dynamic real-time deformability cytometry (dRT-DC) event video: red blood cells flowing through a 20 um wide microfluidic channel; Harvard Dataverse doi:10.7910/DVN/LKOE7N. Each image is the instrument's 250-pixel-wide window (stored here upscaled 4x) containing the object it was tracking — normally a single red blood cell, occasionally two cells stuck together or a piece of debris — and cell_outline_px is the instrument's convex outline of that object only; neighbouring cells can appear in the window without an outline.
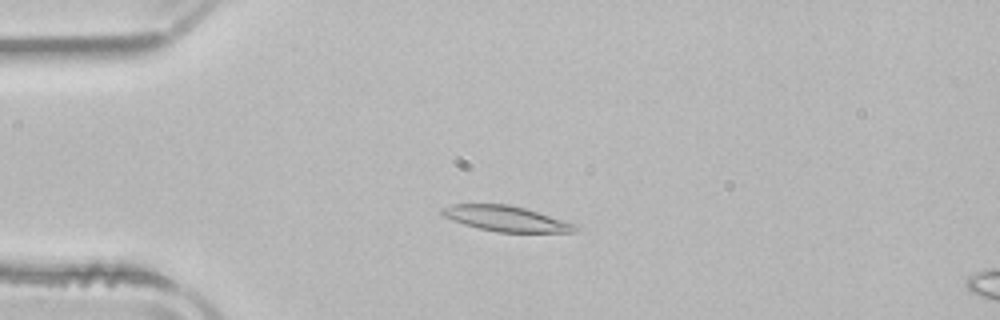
{"species": "common noctule bat (a hibernating species)", "species_latin": "Nyctalus noctula", "temperature_condition": "room temperature", "stored_images_in_passage": 52, "camera_frame_rate_fps": 3000, "um_per_image_px": 0.085, "animal": {"sex": "male", "body_mass_g": 21.5, "forearm_length_mm": 52.0}, "frame": {"image": 1, "passage_image": 13, "time_ms": 4.0, "image_size_px": [1000, 320], "cell_outline_px": [[580, 228], [576, 232], [496, 232], [464, 224], [452, 220], [444, 216], [440, 212], [440, 208], [452, 204], [508, 204], [524, 208], [576, 224]], "centroid_in_image_um": [43.0, 18.58], "position_along_channel_um": 42.0, "area_um2": 19.59}}
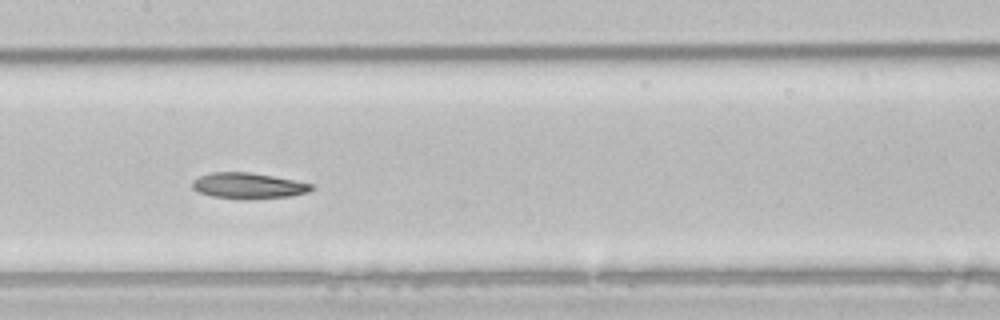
{"frame": {"image": 2, "passage_image": 26, "time_ms": 8.333, "image_size_px": [1000, 320], "cell_outline_px": [[316, 188], [308, 192], [292, 196], [240, 200], [212, 196], [200, 192], [192, 188], [192, 180], [200, 176], [212, 172], [248, 172], [272, 176], [316, 184]], "centroid_in_image_um": [21.14, 15.79], "position_along_channel_um": 186.3, "area_um2": 18.15}}
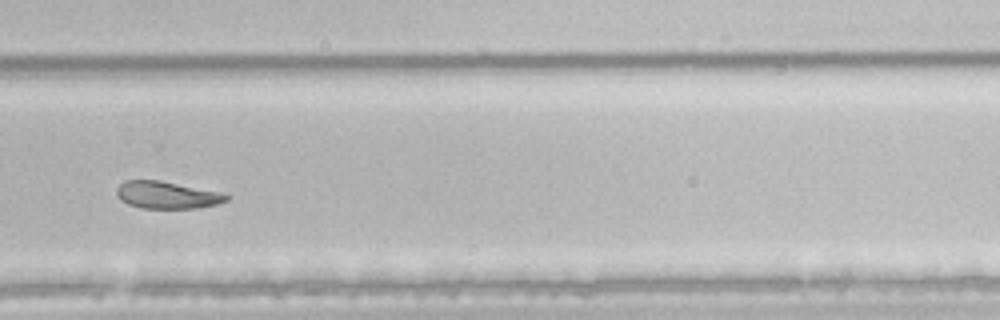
{"frame": {"image": 3, "passage_image": 36, "time_ms": 11.667, "image_size_px": [1000, 320], "cell_outline_px": [[228, 200], [216, 204], [196, 208], [140, 208], [128, 204], [120, 200], [116, 196], [116, 188], [124, 180], [160, 180], [228, 192]], "centroid_in_image_um": [14.22, 16.56], "position_along_channel_um": 315.6, "area_um2": 17.86}, "authors_computed_cell_mechanics": {"area_um2": 20.2589, "velocity_mm_per_s": 3.9031, "shape_relaxation_time_tau1_ms": 8.0128, "shape_relaxation_time_tau2_ms": 6.4468, "deformation_change_tau1": 0.1667, "deformation_change_tau2": 0.1273}}